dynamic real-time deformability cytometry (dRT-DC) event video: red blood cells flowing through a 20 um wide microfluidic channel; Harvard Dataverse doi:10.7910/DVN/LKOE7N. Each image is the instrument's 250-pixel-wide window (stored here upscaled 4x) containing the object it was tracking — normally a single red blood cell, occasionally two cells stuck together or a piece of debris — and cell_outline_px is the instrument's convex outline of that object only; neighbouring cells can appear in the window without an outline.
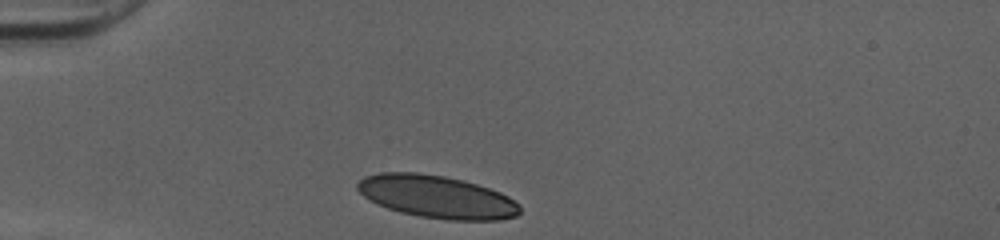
{"species": "human", "species_latin": "Homo sapiens", "temperature_condition": "cold", "stored_images_in_passage": 29, "camera_frame_rate_fps": 3000, "um_per_image_px": 0.085, "donor": {"sex": "female"}, "frame": {"image": 1, "passage_image": 1, "time_ms": 0.0, "image_size_px": [1000, 240], "cell_outline_px": [[520, 212], [516, 216], [500, 220], [448, 220], [420, 216], [388, 208], [368, 200], [356, 188], [356, 184], [364, 176], [380, 172], [416, 172], [444, 176], [464, 180], [500, 192], [508, 196], [520, 204]], "centroid_in_image_um": [37.13, 16.72], "position_along_channel_um": 47.9, "area_um2": 40.34}}
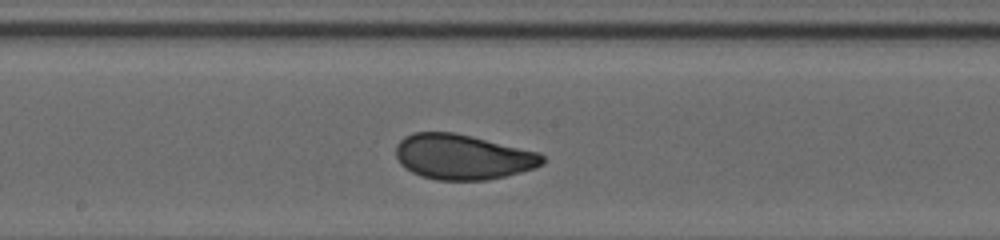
{"frame": {"image": 2, "passage_image": 15, "time_ms": 4.667, "image_size_px": [1000, 240], "cell_outline_px": [[544, 164], [536, 168], [504, 176], [484, 180], [436, 180], [420, 176], [404, 168], [400, 164], [396, 156], [396, 144], [404, 136], [412, 132], [452, 132], [472, 136], [540, 152], [544, 156]], "centroid_in_image_um": [39.32, 13.33], "position_along_channel_um": 208.9, "area_um2": 38.84}}
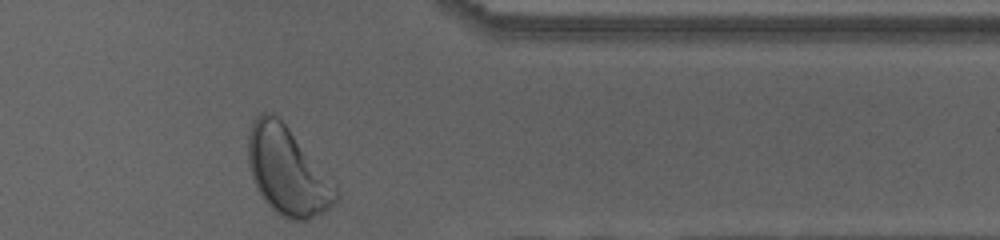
{"frame": {"image": 3, "passage_image": 29, "time_ms": 9.333, "image_size_px": [1000, 240], "cell_outline_px": [[340, 196], [324, 212], [308, 220], [288, 220], [280, 216], [268, 204], [256, 188], [252, 180], [248, 164], [248, 132], [252, 120], [260, 112], [272, 112], [288, 128], [336, 184]], "centroid_in_image_um": [24.41, 14.55], "position_along_channel_um": 387.0, "area_um2": 44.91}, "authors_computed_cell_mechanics": {"area_um2": 38.7838, "velocity_mm_per_s": 4.0032, "shape_relaxation_time_tau1_ms": 3.5288, "shape_relaxation_time_tau2_ms": null, "deformation_change_tau1": 0.1288, "deformation_change_tau2": null}}